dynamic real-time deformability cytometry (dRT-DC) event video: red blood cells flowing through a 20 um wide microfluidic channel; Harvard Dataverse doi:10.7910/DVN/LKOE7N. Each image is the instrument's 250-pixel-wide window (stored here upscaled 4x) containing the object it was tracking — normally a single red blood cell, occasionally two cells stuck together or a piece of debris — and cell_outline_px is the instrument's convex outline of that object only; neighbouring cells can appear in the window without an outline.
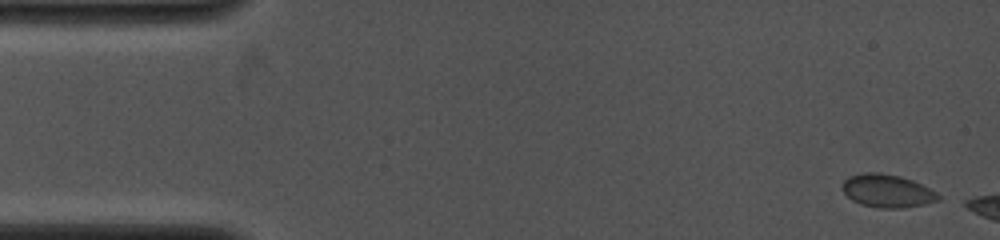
{"species": "common noctule bat (a hibernating species)", "species_latin": "Nyctalus noctula", "temperature_condition": "cold", "stored_images_in_passage": 3, "camera_frame_rate_fps": 4000, "um_per_image_px": 0.085, "animal": {"sex": "female", "body_mass_g": 19.0, "forearm_length_mm": 53.3}, "frame": {"image": 1, "passage_image": 1, "time_ms": 0.0, "image_size_px": [1000, 240], "cell_outline_px": [[940, 200], [924, 204], [904, 208], [876, 208], [860, 204], [852, 200], [840, 188], [840, 184], [848, 176], [864, 172], [880, 172], [900, 176], [912, 180], [936, 192], [940, 196]], "centroid_in_image_um": [75.37, 16.22], "position_along_channel_um": 9.6, "area_um2": 18.67}}